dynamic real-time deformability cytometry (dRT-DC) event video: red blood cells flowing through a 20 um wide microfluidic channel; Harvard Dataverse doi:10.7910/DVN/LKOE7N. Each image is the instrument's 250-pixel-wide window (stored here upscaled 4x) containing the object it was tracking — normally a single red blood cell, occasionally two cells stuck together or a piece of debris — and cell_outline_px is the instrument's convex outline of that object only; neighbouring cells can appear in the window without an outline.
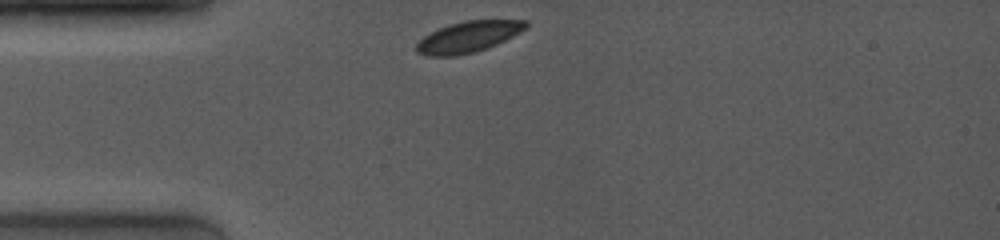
{"species": "common noctule bat (a hibernating species)", "species_latin": "Nyctalus noctula", "temperature_condition": "room temperature", "stored_images_in_passage": 2, "camera_frame_rate_fps": 4000, "um_per_image_px": 0.085, "animal": {"sex": "female", "body_mass_g": 19.0, "forearm_length_mm": 53.3}, "frame": {"image": 1, "passage_image": 1, "time_ms": 0.0, "image_size_px": [1000, 240], "cell_outline_px": [[528, 28], [496, 44], [476, 52], [456, 56], [428, 56], [416, 52], [416, 44], [424, 36], [440, 28], [464, 20], [528, 20]], "centroid_in_image_um": [39.82, 3.13], "position_along_channel_um": 45.2, "area_um2": 19.65}}